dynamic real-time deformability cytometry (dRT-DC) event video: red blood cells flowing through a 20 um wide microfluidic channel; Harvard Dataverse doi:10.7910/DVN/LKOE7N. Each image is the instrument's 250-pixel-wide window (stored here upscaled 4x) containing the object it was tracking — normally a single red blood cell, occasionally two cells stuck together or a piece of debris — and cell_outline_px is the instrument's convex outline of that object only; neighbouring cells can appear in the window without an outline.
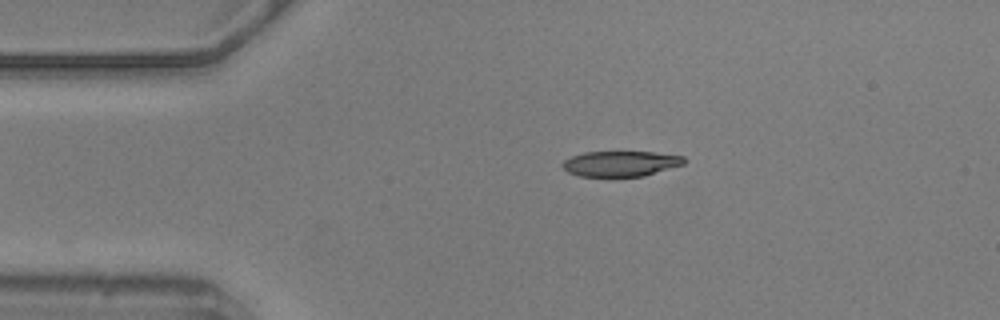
{"species": "common noctule bat (a hibernating species)", "species_latin": "Nyctalus noctula", "temperature_condition": "warm", "stored_images_in_passage": 29, "camera_frame_rate_fps": 3000, "um_per_image_px": 0.085, "animal": {"sex": "male", "body_mass_g": 20.5, "forearm_length_mm": 52.5}, "frame": {"image": 1, "passage_image": 1, "time_ms": 0.0, "image_size_px": [1000, 320], "cell_outline_px": [[684, 164], [644, 176], [608, 180], [580, 176], [568, 172], [560, 164], [564, 160], [572, 156], [584, 152], [652, 152], [684, 156]], "centroid_in_image_um": [52.7, 13.96], "position_along_channel_um": 32.3, "area_um2": 18.79}}
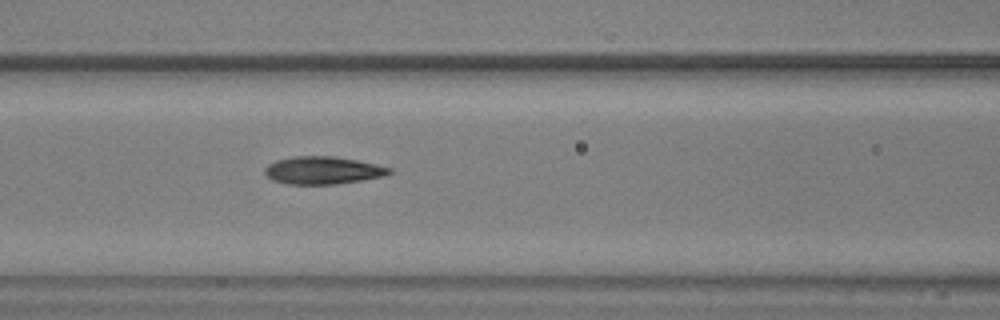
{"frame": {"image": 2, "passage_image": 13, "time_ms": 4.0, "image_size_px": [1000, 320], "cell_outline_px": [[392, 172], [384, 176], [360, 180], [332, 184], [288, 184], [272, 180], [264, 172], [264, 168], [268, 164], [276, 160], [292, 156], [332, 156], [356, 160], [376, 164], [392, 168]], "centroid_in_image_um": [27.41, 14.47], "position_along_channel_um": 139.2, "area_um2": 19.94}}
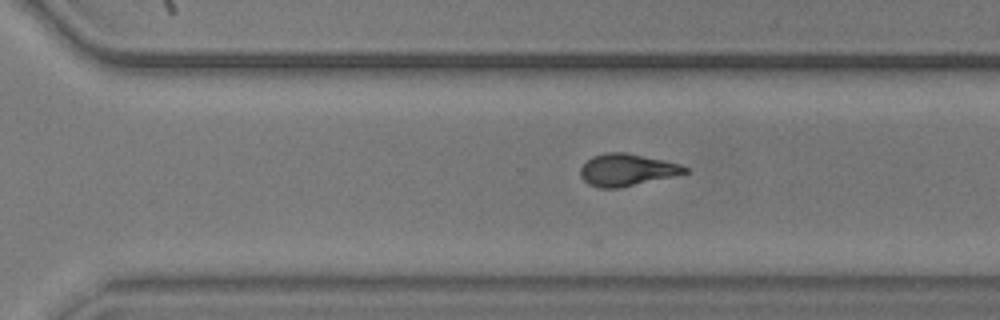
{"frame": {"image": 3, "passage_image": 28, "time_ms": 9.0, "image_size_px": [1000, 320], "cell_outline_px": [[688, 172], [620, 188], [600, 188], [588, 184], [580, 176], [580, 168], [592, 156], [604, 152], [624, 152], [664, 160], [680, 164], [688, 168]], "centroid_in_image_um": [53.24, 14.43], "position_along_channel_um": 317.4, "area_um2": 19.36}}